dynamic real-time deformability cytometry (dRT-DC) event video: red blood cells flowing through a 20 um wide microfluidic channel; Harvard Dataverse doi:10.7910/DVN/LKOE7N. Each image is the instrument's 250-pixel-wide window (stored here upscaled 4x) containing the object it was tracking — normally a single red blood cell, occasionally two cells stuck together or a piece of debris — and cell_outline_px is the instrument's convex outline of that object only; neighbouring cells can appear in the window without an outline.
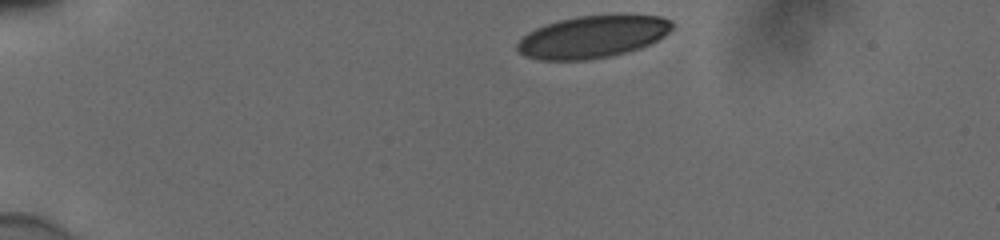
{"species": "human", "species_latin": "Homo sapiens", "temperature_condition": "cold", "stored_images_in_passage": 37, "camera_frame_rate_fps": 3000, "um_per_image_px": 0.085, "donor": {"sex": "male"}, "frame": {"image": 1, "passage_image": 1, "time_ms": 0.0, "image_size_px": [1000, 240], "cell_outline_px": [[672, 28], [664, 36], [640, 48], [628, 52], [612, 56], [588, 60], [540, 60], [524, 56], [516, 48], [516, 44], [528, 32], [544, 24], [576, 16], [660, 16], [672, 20]], "centroid_in_image_um": [50.33, 3.15], "position_along_channel_um": 34.7, "area_um2": 37.86}}
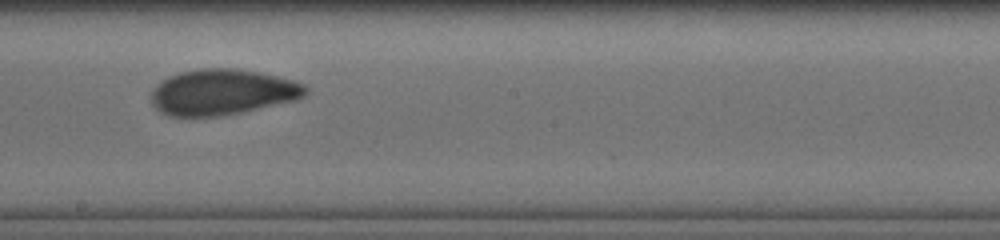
{"frame": {"image": 2, "passage_image": 22, "time_ms": 7.0, "image_size_px": [1000, 240], "cell_outline_px": [[308, 92], [304, 96], [296, 100], [244, 112], [220, 116], [168, 116], [160, 112], [152, 104], [152, 88], [156, 84], [168, 76], [180, 72], [200, 68], [232, 68], [260, 72], [292, 80], [304, 84], [308, 88]], "centroid_in_image_um": [18.9, 7.83], "position_along_channel_um": 229.3, "area_um2": 41.38}}
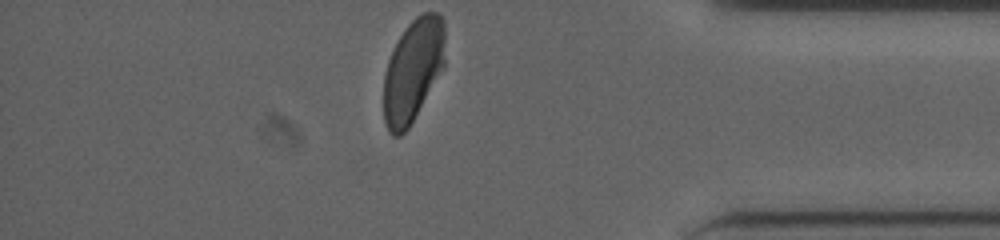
{"frame": {"image": 3, "passage_image": 37, "time_ms": 12.0, "image_size_px": [1000, 240], "cell_outline_px": [[444, 68], [408, 128], [400, 136], [392, 136], [388, 132], [384, 120], [384, 76], [388, 60], [404, 28], [416, 16], [424, 12], [436, 12], [444, 20]], "centroid_in_image_um": [35.1, 5.99], "position_along_channel_um": 400.1, "area_um2": 36.76}, "authors_computed_cell_mechanics": {"area_um2": 40.5756, "velocity_mm_per_s": 3.8545, "shape_relaxation_time_tau1_ms": 6.5145, "shape_relaxation_time_tau2_ms": 1.3276, "deformation_change_tau1": 0.1645, "deformation_change_tau2": 0.0656}}